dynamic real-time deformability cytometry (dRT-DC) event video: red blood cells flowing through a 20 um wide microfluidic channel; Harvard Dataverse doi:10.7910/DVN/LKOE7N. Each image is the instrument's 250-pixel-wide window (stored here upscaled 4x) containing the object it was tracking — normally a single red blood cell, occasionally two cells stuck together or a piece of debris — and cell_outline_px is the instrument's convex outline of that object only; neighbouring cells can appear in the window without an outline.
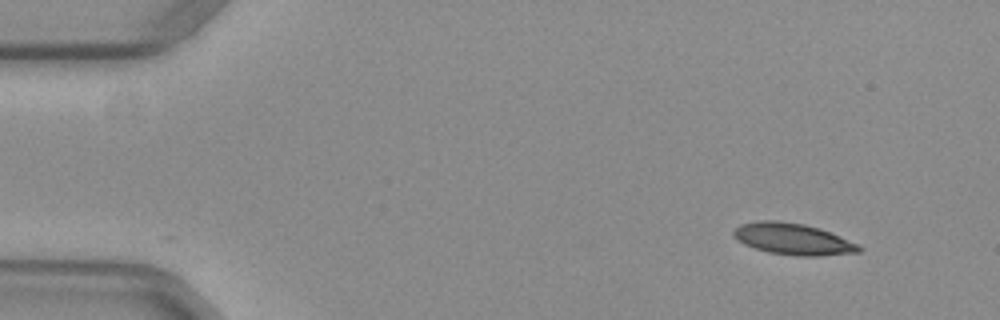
{"species": "common noctule bat (a hibernating species)", "species_latin": "Nyctalus noctula", "temperature_condition": "warm", "stored_images_in_passage": 48, "camera_frame_rate_fps": 3000, "um_per_image_px": 0.085, "animal": {"sex": "female", "body_mass_g": 29.2, "forearm_length_mm": 56.3}, "frame": {"image": 1, "passage_image": 1, "time_ms": 0.0, "image_size_px": [1000, 320], "cell_outline_px": [[864, 248], [860, 252], [820, 256], [796, 256], [768, 252], [744, 244], [736, 240], [732, 236], [732, 232], [740, 224], [760, 220], [776, 220], [804, 224], [820, 228], [860, 244]], "centroid_in_image_um": [67.42, 20.32], "position_along_channel_um": 17.6, "area_um2": 23.24}}
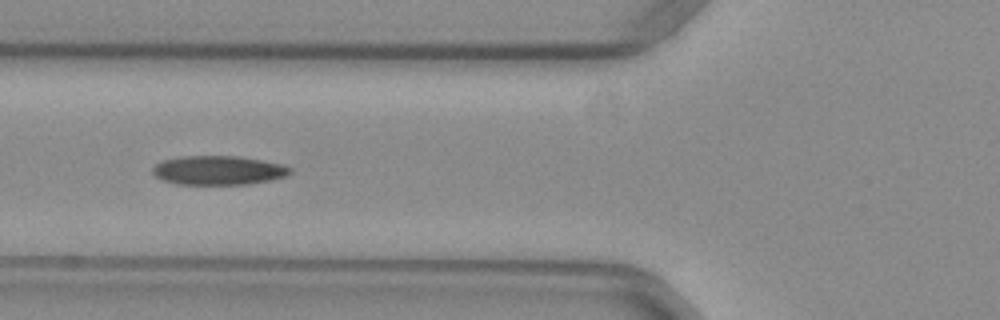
{"frame": {"image": 2, "passage_image": 16, "time_ms": 5.0, "image_size_px": [1000, 320], "cell_outline_px": [[292, 172], [288, 176], [272, 180], [248, 184], [176, 184], [160, 180], [152, 172], [152, 168], [156, 164], [164, 160], [180, 156], [236, 156], [284, 164], [292, 168]], "centroid_in_image_um": [18.58, 14.48], "position_along_channel_um": 107.2, "area_um2": 23.47}}
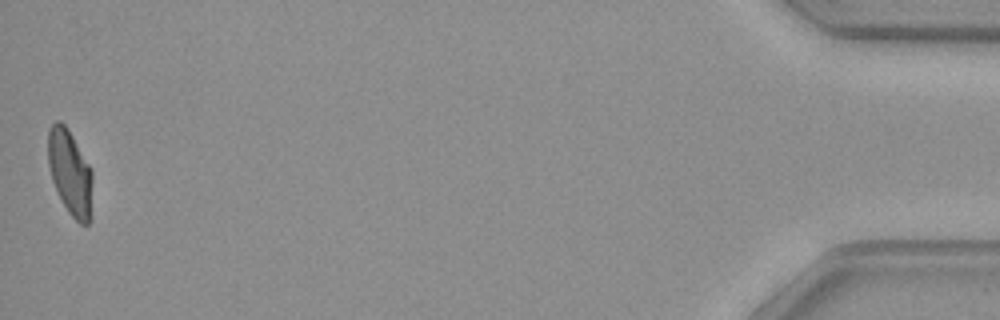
{"frame": {"image": 3, "passage_image": 48, "time_ms": 15.667, "image_size_px": [1000, 320], "cell_outline_px": [[92, 216], [88, 224], [80, 224], [68, 212], [52, 180], [48, 164], [48, 128], [56, 120], [60, 120], [68, 128], [92, 168]], "centroid_in_image_um": [5.98, 14.65], "position_along_channel_um": 429.2, "area_um2": 22.37}, "authors_computed_cell_mechanics": {"area_um2": 23.0911, "velocity_mm_per_s": 3.9448, "shape_relaxation_time_tau1_ms": 8.152, "shape_relaxation_time_tau2_ms": 1.9399, "deformation_change_tau1": 0.2198, "deformation_change_tau2": 0.0742}}